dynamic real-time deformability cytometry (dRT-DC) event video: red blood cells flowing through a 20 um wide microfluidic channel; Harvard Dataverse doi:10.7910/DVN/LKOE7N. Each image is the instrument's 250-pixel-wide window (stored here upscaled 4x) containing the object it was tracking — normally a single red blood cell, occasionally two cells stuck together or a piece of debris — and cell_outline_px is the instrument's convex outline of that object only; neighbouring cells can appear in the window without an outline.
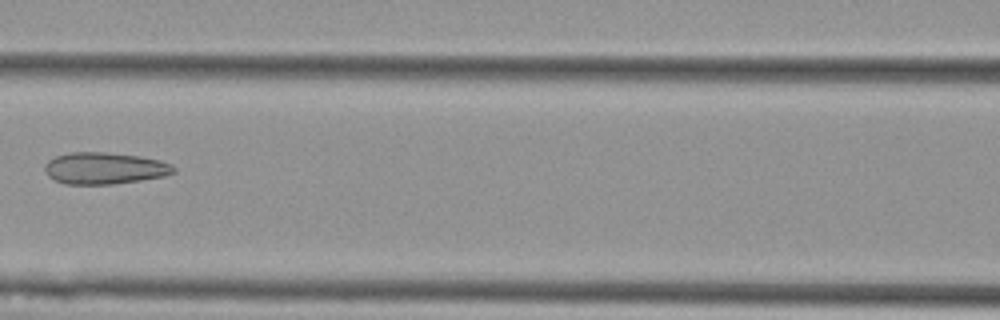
{"species": "Egyptian fruit bat (a non-hibernating species)", "species_latin": "Rousettus aegyptiacus", "temperature_condition": "cold", "stored_images_in_passage": 8, "camera_frame_rate_fps": 3000, "um_per_image_px": 0.085, "animal": {"sex": "female"}, "frame": {"image": 1, "passage_image": 7, "time_ms": 2.0, "image_size_px": [1000, 320], "cell_outline_px": [[176, 172], [164, 176], [140, 180], [112, 184], [64, 184], [48, 176], [44, 172], [44, 164], [48, 160], [56, 156], [72, 152], [104, 152], [140, 156], [160, 160], [172, 164], [176, 168]], "centroid_in_image_um": [8.89, 14.3], "position_along_channel_um": 157.7, "area_um2": 23.93}}
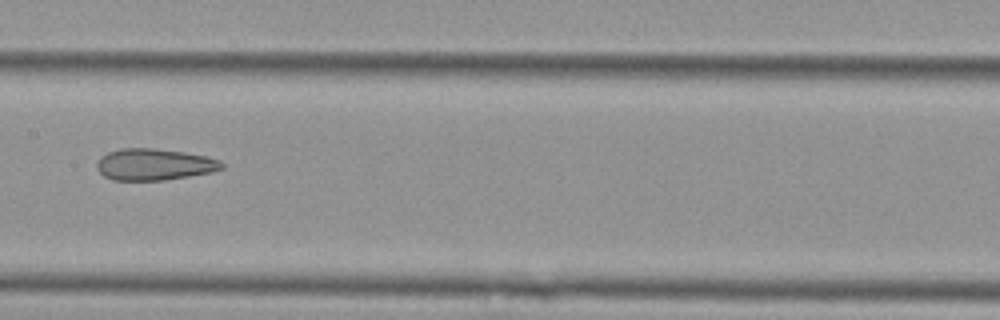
{"frame": {"image": 2, "passage_image": 8, "time_ms": 2.333, "image_size_px": [1000, 320], "cell_outline_px": [[224, 168], [212, 172], [164, 180], [112, 180], [104, 176], [96, 168], [96, 164], [100, 156], [108, 152], [120, 148], [156, 148], [184, 152], [204, 156], [220, 160], [224, 164]], "centroid_in_image_um": [13.09, 13.97], "position_along_channel_um": 194.3, "area_um2": 23.06}}